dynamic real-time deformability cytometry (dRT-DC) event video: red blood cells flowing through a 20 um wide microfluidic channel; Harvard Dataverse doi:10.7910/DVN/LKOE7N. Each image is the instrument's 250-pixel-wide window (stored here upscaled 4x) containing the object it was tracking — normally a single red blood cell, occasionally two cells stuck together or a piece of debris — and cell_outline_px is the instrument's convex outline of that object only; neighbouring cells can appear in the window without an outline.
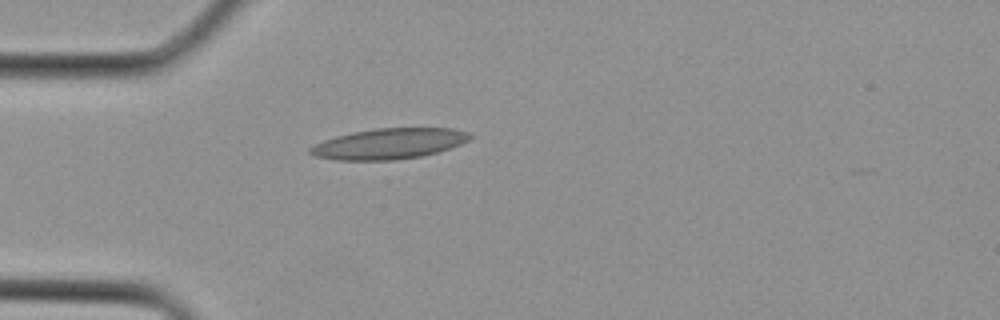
{"species": "Egyptian fruit bat (a non-hibernating species)", "species_latin": "Rousettus aegyptiacus", "temperature_condition": "cold", "stored_images_in_passage": 3, "camera_frame_rate_fps": 3000, "um_per_image_px": 0.085, "animal": {"sex": "female"}, "frame": {"image": 1, "passage_image": 3, "time_ms": 0.667, "image_size_px": [1000, 320], "cell_outline_px": [[472, 136], [468, 140], [460, 144], [436, 152], [420, 156], [392, 160], [336, 160], [316, 156], [308, 152], [308, 148], [324, 140], [336, 136], [352, 132], [376, 128], [452, 128], [468, 132]], "centroid_in_image_um": [33.04, 12.21], "position_along_channel_um": 52.0, "area_um2": 28.26}}